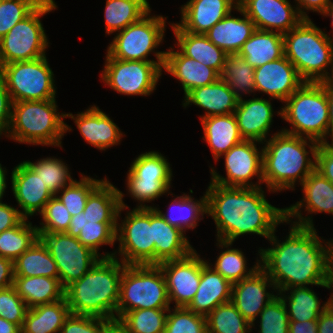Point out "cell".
<instances>
[{
  "mask_svg": "<svg viewBox=\"0 0 333 333\" xmlns=\"http://www.w3.org/2000/svg\"><path fill=\"white\" fill-rule=\"evenodd\" d=\"M0 333H21V328L0 317Z\"/></svg>",
  "mask_w": 333,
  "mask_h": 333,
  "instance_id": "obj_64",
  "label": "cell"
},
{
  "mask_svg": "<svg viewBox=\"0 0 333 333\" xmlns=\"http://www.w3.org/2000/svg\"><path fill=\"white\" fill-rule=\"evenodd\" d=\"M268 287L277 290L273 281L260 267L250 277L232 285L231 302L251 327L255 326L254 322L265 306L278 296L268 292Z\"/></svg>",
  "mask_w": 333,
  "mask_h": 333,
  "instance_id": "obj_19",
  "label": "cell"
},
{
  "mask_svg": "<svg viewBox=\"0 0 333 333\" xmlns=\"http://www.w3.org/2000/svg\"><path fill=\"white\" fill-rule=\"evenodd\" d=\"M238 54L243 56L246 62L254 68L280 59L284 56L283 34L256 29L242 45Z\"/></svg>",
  "mask_w": 333,
  "mask_h": 333,
  "instance_id": "obj_33",
  "label": "cell"
},
{
  "mask_svg": "<svg viewBox=\"0 0 333 333\" xmlns=\"http://www.w3.org/2000/svg\"><path fill=\"white\" fill-rule=\"evenodd\" d=\"M170 308L166 281L158 265H126L120 282L117 321L128 311Z\"/></svg>",
  "mask_w": 333,
  "mask_h": 333,
  "instance_id": "obj_8",
  "label": "cell"
},
{
  "mask_svg": "<svg viewBox=\"0 0 333 333\" xmlns=\"http://www.w3.org/2000/svg\"><path fill=\"white\" fill-rule=\"evenodd\" d=\"M211 263L201 268V279L194 299L187 308L194 313L207 316L218 305L231 301L232 283L216 272Z\"/></svg>",
  "mask_w": 333,
  "mask_h": 333,
  "instance_id": "obj_26",
  "label": "cell"
},
{
  "mask_svg": "<svg viewBox=\"0 0 333 333\" xmlns=\"http://www.w3.org/2000/svg\"><path fill=\"white\" fill-rule=\"evenodd\" d=\"M207 261L194 249L188 256L158 264L168 291L169 302L175 307H187L194 299L201 279V268Z\"/></svg>",
  "mask_w": 333,
  "mask_h": 333,
  "instance_id": "obj_16",
  "label": "cell"
},
{
  "mask_svg": "<svg viewBox=\"0 0 333 333\" xmlns=\"http://www.w3.org/2000/svg\"><path fill=\"white\" fill-rule=\"evenodd\" d=\"M20 211L0 202V233L17 226L24 219Z\"/></svg>",
  "mask_w": 333,
  "mask_h": 333,
  "instance_id": "obj_58",
  "label": "cell"
},
{
  "mask_svg": "<svg viewBox=\"0 0 333 333\" xmlns=\"http://www.w3.org/2000/svg\"><path fill=\"white\" fill-rule=\"evenodd\" d=\"M256 143L257 141L243 140L223 154L227 177H222L211 167V182L227 187H261L263 183V150H258ZM254 176L259 181L255 184L250 183Z\"/></svg>",
  "mask_w": 333,
  "mask_h": 333,
  "instance_id": "obj_15",
  "label": "cell"
},
{
  "mask_svg": "<svg viewBox=\"0 0 333 333\" xmlns=\"http://www.w3.org/2000/svg\"><path fill=\"white\" fill-rule=\"evenodd\" d=\"M237 4H239L240 0H234Z\"/></svg>",
  "mask_w": 333,
  "mask_h": 333,
  "instance_id": "obj_68",
  "label": "cell"
},
{
  "mask_svg": "<svg viewBox=\"0 0 333 333\" xmlns=\"http://www.w3.org/2000/svg\"><path fill=\"white\" fill-rule=\"evenodd\" d=\"M179 228L170 225L153 208V240L155 265L188 256L194 248Z\"/></svg>",
  "mask_w": 333,
  "mask_h": 333,
  "instance_id": "obj_30",
  "label": "cell"
},
{
  "mask_svg": "<svg viewBox=\"0 0 333 333\" xmlns=\"http://www.w3.org/2000/svg\"><path fill=\"white\" fill-rule=\"evenodd\" d=\"M114 329L115 324L110 320L70 313L60 333H112Z\"/></svg>",
  "mask_w": 333,
  "mask_h": 333,
  "instance_id": "obj_54",
  "label": "cell"
},
{
  "mask_svg": "<svg viewBox=\"0 0 333 333\" xmlns=\"http://www.w3.org/2000/svg\"><path fill=\"white\" fill-rule=\"evenodd\" d=\"M236 10L243 15V18H236L231 12L215 24L205 35L218 48L226 54H236L242 45L252 36L256 30L255 24L237 6Z\"/></svg>",
  "mask_w": 333,
  "mask_h": 333,
  "instance_id": "obj_29",
  "label": "cell"
},
{
  "mask_svg": "<svg viewBox=\"0 0 333 333\" xmlns=\"http://www.w3.org/2000/svg\"><path fill=\"white\" fill-rule=\"evenodd\" d=\"M123 197L122 191L104 178L88 196L83 212L91 218H118L121 211L129 208Z\"/></svg>",
  "mask_w": 333,
  "mask_h": 333,
  "instance_id": "obj_38",
  "label": "cell"
},
{
  "mask_svg": "<svg viewBox=\"0 0 333 333\" xmlns=\"http://www.w3.org/2000/svg\"><path fill=\"white\" fill-rule=\"evenodd\" d=\"M289 333H318L317 320L290 321Z\"/></svg>",
  "mask_w": 333,
  "mask_h": 333,
  "instance_id": "obj_62",
  "label": "cell"
},
{
  "mask_svg": "<svg viewBox=\"0 0 333 333\" xmlns=\"http://www.w3.org/2000/svg\"><path fill=\"white\" fill-rule=\"evenodd\" d=\"M254 80L256 91L281 102L286 101L305 82L285 56L255 68Z\"/></svg>",
  "mask_w": 333,
  "mask_h": 333,
  "instance_id": "obj_20",
  "label": "cell"
},
{
  "mask_svg": "<svg viewBox=\"0 0 333 333\" xmlns=\"http://www.w3.org/2000/svg\"><path fill=\"white\" fill-rule=\"evenodd\" d=\"M164 62L119 60L106 54L103 82L123 95L149 96L162 75Z\"/></svg>",
  "mask_w": 333,
  "mask_h": 333,
  "instance_id": "obj_13",
  "label": "cell"
},
{
  "mask_svg": "<svg viewBox=\"0 0 333 333\" xmlns=\"http://www.w3.org/2000/svg\"><path fill=\"white\" fill-rule=\"evenodd\" d=\"M103 181L81 174L80 181L75 180L64 187L55 196L65 205L71 216L84 211L90 193ZM60 194L61 196H59ZM58 195V196H57Z\"/></svg>",
  "mask_w": 333,
  "mask_h": 333,
  "instance_id": "obj_48",
  "label": "cell"
},
{
  "mask_svg": "<svg viewBox=\"0 0 333 333\" xmlns=\"http://www.w3.org/2000/svg\"><path fill=\"white\" fill-rule=\"evenodd\" d=\"M164 333H208L206 316L194 313L187 307L169 308Z\"/></svg>",
  "mask_w": 333,
  "mask_h": 333,
  "instance_id": "obj_50",
  "label": "cell"
},
{
  "mask_svg": "<svg viewBox=\"0 0 333 333\" xmlns=\"http://www.w3.org/2000/svg\"><path fill=\"white\" fill-rule=\"evenodd\" d=\"M259 316V333H289L288 312L279 296L268 303Z\"/></svg>",
  "mask_w": 333,
  "mask_h": 333,
  "instance_id": "obj_53",
  "label": "cell"
},
{
  "mask_svg": "<svg viewBox=\"0 0 333 333\" xmlns=\"http://www.w3.org/2000/svg\"><path fill=\"white\" fill-rule=\"evenodd\" d=\"M56 8L54 0H43L0 40V66L46 55L49 42L40 18Z\"/></svg>",
  "mask_w": 333,
  "mask_h": 333,
  "instance_id": "obj_9",
  "label": "cell"
},
{
  "mask_svg": "<svg viewBox=\"0 0 333 333\" xmlns=\"http://www.w3.org/2000/svg\"><path fill=\"white\" fill-rule=\"evenodd\" d=\"M13 101L6 87L5 79L0 71V136L7 134L12 117Z\"/></svg>",
  "mask_w": 333,
  "mask_h": 333,
  "instance_id": "obj_56",
  "label": "cell"
},
{
  "mask_svg": "<svg viewBox=\"0 0 333 333\" xmlns=\"http://www.w3.org/2000/svg\"><path fill=\"white\" fill-rule=\"evenodd\" d=\"M332 283H333V244H332Z\"/></svg>",
  "mask_w": 333,
  "mask_h": 333,
  "instance_id": "obj_67",
  "label": "cell"
},
{
  "mask_svg": "<svg viewBox=\"0 0 333 333\" xmlns=\"http://www.w3.org/2000/svg\"><path fill=\"white\" fill-rule=\"evenodd\" d=\"M28 307L14 286L0 290V317L22 328Z\"/></svg>",
  "mask_w": 333,
  "mask_h": 333,
  "instance_id": "obj_55",
  "label": "cell"
},
{
  "mask_svg": "<svg viewBox=\"0 0 333 333\" xmlns=\"http://www.w3.org/2000/svg\"><path fill=\"white\" fill-rule=\"evenodd\" d=\"M14 266L13 261L0 256V290L13 286Z\"/></svg>",
  "mask_w": 333,
  "mask_h": 333,
  "instance_id": "obj_60",
  "label": "cell"
},
{
  "mask_svg": "<svg viewBox=\"0 0 333 333\" xmlns=\"http://www.w3.org/2000/svg\"><path fill=\"white\" fill-rule=\"evenodd\" d=\"M117 223L118 254L126 265H155L153 207L134 208Z\"/></svg>",
  "mask_w": 333,
  "mask_h": 333,
  "instance_id": "obj_12",
  "label": "cell"
},
{
  "mask_svg": "<svg viewBox=\"0 0 333 333\" xmlns=\"http://www.w3.org/2000/svg\"><path fill=\"white\" fill-rule=\"evenodd\" d=\"M278 111L292 129L281 131L326 143L330 136L329 108L325 88L320 82H304Z\"/></svg>",
  "mask_w": 333,
  "mask_h": 333,
  "instance_id": "obj_7",
  "label": "cell"
},
{
  "mask_svg": "<svg viewBox=\"0 0 333 333\" xmlns=\"http://www.w3.org/2000/svg\"><path fill=\"white\" fill-rule=\"evenodd\" d=\"M217 242V246H219L221 249H227L220 252L215 265L211 266H213V269L216 272L220 273L232 284L250 277L260 267V260H257L256 264H254L251 269H247V261L245 259L246 257L241 250L236 248L232 249V242H226L222 240H217Z\"/></svg>",
  "mask_w": 333,
  "mask_h": 333,
  "instance_id": "obj_43",
  "label": "cell"
},
{
  "mask_svg": "<svg viewBox=\"0 0 333 333\" xmlns=\"http://www.w3.org/2000/svg\"><path fill=\"white\" fill-rule=\"evenodd\" d=\"M207 214L216 225L217 240L234 242L240 235L257 234L269 239L286 222L285 208L271 205L262 187H227L210 182Z\"/></svg>",
  "mask_w": 333,
  "mask_h": 333,
  "instance_id": "obj_2",
  "label": "cell"
},
{
  "mask_svg": "<svg viewBox=\"0 0 333 333\" xmlns=\"http://www.w3.org/2000/svg\"><path fill=\"white\" fill-rule=\"evenodd\" d=\"M150 12L151 10L138 22L116 33L107 49L112 58L145 62L165 61L166 52L154 50L164 39L166 18L162 15L150 16ZM151 52H154L157 61L147 59Z\"/></svg>",
  "mask_w": 333,
  "mask_h": 333,
  "instance_id": "obj_10",
  "label": "cell"
},
{
  "mask_svg": "<svg viewBox=\"0 0 333 333\" xmlns=\"http://www.w3.org/2000/svg\"><path fill=\"white\" fill-rule=\"evenodd\" d=\"M270 101L255 97L238 101L234 115L244 140L257 141L260 144L267 140L266 135L270 131L274 115Z\"/></svg>",
  "mask_w": 333,
  "mask_h": 333,
  "instance_id": "obj_25",
  "label": "cell"
},
{
  "mask_svg": "<svg viewBox=\"0 0 333 333\" xmlns=\"http://www.w3.org/2000/svg\"><path fill=\"white\" fill-rule=\"evenodd\" d=\"M325 88L328 99L329 122H330V137L333 142V77L320 82Z\"/></svg>",
  "mask_w": 333,
  "mask_h": 333,
  "instance_id": "obj_63",
  "label": "cell"
},
{
  "mask_svg": "<svg viewBox=\"0 0 333 333\" xmlns=\"http://www.w3.org/2000/svg\"><path fill=\"white\" fill-rule=\"evenodd\" d=\"M284 56L296 67L305 82H321L333 77V38L311 19H303L283 34ZM331 66V76L328 68Z\"/></svg>",
  "mask_w": 333,
  "mask_h": 333,
  "instance_id": "obj_5",
  "label": "cell"
},
{
  "mask_svg": "<svg viewBox=\"0 0 333 333\" xmlns=\"http://www.w3.org/2000/svg\"><path fill=\"white\" fill-rule=\"evenodd\" d=\"M176 36L180 52L195 61L213 68L221 75L227 54L214 45L205 34H194L182 30L176 23L170 24Z\"/></svg>",
  "mask_w": 333,
  "mask_h": 333,
  "instance_id": "obj_31",
  "label": "cell"
},
{
  "mask_svg": "<svg viewBox=\"0 0 333 333\" xmlns=\"http://www.w3.org/2000/svg\"><path fill=\"white\" fill-rule=\"evenodd\" d=\"M13 102L56 98L54 74L46 55L0 66Z\"/></svg>",
  "mask_w": 333,
  "mask_h": 333,
  "instance_id": "obj_11",
  "label": "cell"
},
{
  "mask_svg": "<svg viewBox=\"0 0 333 333\" xmlns=\"http://www.w3.org/2000/svg\"><path fill=\"white\" fill-rule=\"evenodd\" d=\"M323 14V16H330L332 19V27H333V2H331L326 8L325 10L321 13Z\"/></svg>",
  "mask_w": 333,
  "mask_h": 333,
  "instance_id": "obj_66",
  "label": "cell"
},
{
  "mask_svg": "<svg viewBox=\"0 0 333 333\" xmlns=\"http://www.w3.org/2000/svg\"><path fill=\"white\" fill-rule=\"evenodd\" d=\"M13 266L14 276L59 278L56 263L40 238L13 261Z\"/></svg>",
  "mask_w": 333,
  "mask_h": 333,
  "instance_id": "obj_37",
  "label": "cell"
},
{
  "mask_svg": "<svg viewBox=\"0 0 333 333\" xmlns=\"http://www.w3.org/2000/svg\"><path fill=\"white\" fill-rule=\"evenodd\" d=\"M297 1L296 7L299 11V14L304 18V19H309V16L306 14L304 10H310L313 12H318L322 13L325 8L331 3V0H294Z\"/></svg>",
  "mask_w": 333,
  "mask_h": 333,
  "instance_id": "obj_59",
  "label": "cell"
},
{
  "mask_svg": "<svg viewBox=\"0 0 333 333\" xmlns=\"http://www.w3.org/2000/svg\"><path fill=\"white\" fill-rule=\"evenodd\" d=\"M65 117L75 120L84 140L99 150H106L117 145L123 137L119 127L96 105L76 114L65 113Z\"/></svg>",
  "mask_w": 333,
  "mask_h": 333,
  "instance_id": "obj_24",
  "label": "cell"
},
{
  "mask_svg": "<svg viewBox=\"0 0 333 333\" xmlns=\"http://www.w3.org/2000/svg\"><path fill=\"white\" fill-rule=\"evenodd\" d=\"M56 99L13 102L6 137L19 143L61 147L62 137L72 129L57 112Z\"/></svg>",
  "mask_w": 333,
  "mask_h": 333,
  "instance_id": "obj_6",
  "label": "cell"
},
{
  "mask_svg": "<svg viewBox=\"0 0 333 333\" xmlns=\"http://www.w3.org/2000/svg\"><path fill=\"white\" fill-rule=\"evenodd\" d=\"M27 220L24 218L17 226L0 233L1 257L15 261L39 238L37 227Z\"/></svg>",
  "mask_w": 333,
  "mask_h": 333,
  "instance_id": "obj_44",
  "label": "cell"
},
{
  "mask_svg": "<svg viewBox=\"0 0 333 333\" xmlns=\"http://www.w3.org/2000/svg\"><path fill=\"white\" fill-rule=\"evenodd\" d=\"M316 170L333 183V142L320 143L316 154Z\"/></svg>",
  "mask_w": 333,
  "mask_h": 333,
  "instance_id": "obj_57",
  "label": "cell"
},
{
  "mask_svg": "<svg viewBox=\"0 0 333 333\" xmlns=\"http://www.w3.org/2000/svg\"><path fill=\"white\" fill-rule=\"evenodd\" d=\"M13 286L28 308L53 303L65 297V288L59 278L14 276Z\"/></svg>",
  "mask_w": 333,
  "mask_h": 333,
  "instance_id": "obj_34",
  "label": "cell"
},
{
  "mask_svg": "<svg viewBox=\"0 0 333 333\" xmlns=\"http://www.w3.org/2000/svg\"><path fill=\"white\" fill-rule=\"evenodd\" d=\"M318 333H333V302L319 315Z\"/></svg>",
  "mask_w": 333,
  "mask_h": 333,
  "instance_id": "obj_61",
  "label": "cell"
},
{
  "mask_svg": "<svg viewBox=\"0 0 333 333\" xmlns=\"http://www.w3.org/2000/svg\"><path fill=\"white\" fill-rule=\"evenodd\" d=\"M6 168L2 167L0 163V202H2L3 195L5 193V190L7 188L6 183Z\"/></svg>",
  "mask_w": 333,
  "mask_h": 333,
  "instance_id": "obj_65",
  "label": "cell"
},
{
  "mask_svg": "<svg viewBox=\"0 0 333 333\" xmlns=\"http://www.w3.org/2000/svg\"><path fill=\"white\" fill-rule=\"evenodd\" d=\"M254 70L245 58L238 53L227 54L220 78L229 86L238 101L243 100L242 94L256 92Z\"/></svg>",
  "mask_w": 333,
  "mask_h": 333,
  "instance_id": "obj_42",
  "label": "cell"
},
{
  "mask_svg": "<svg viewBox=\"0 0 333 333\" xmlns=\"http://www.w3.org/2000/svg\"><path fill=\"white\" fill-rule=\"evenodd\" d=\"M183 102L184 107L194 104L204 109L205 114L200 119L232 114L238 104L235 94L221 78L213 84L194 88L184 96Z\"/></svg>",
  "mask_w": 333,
  "mask_h": 333,
  "instance_id": "obj_28",
  "label": "cell"
},
{
  "mask_svg": "<svg viewBox=\"0 0 333 333\" xmlns=\"http://www.w3.org/2000/svg\"><path fill=\"white\" fill-rule=\"evenodd\" d=\"M163 69L180 81L185 96L194 88L213 84L220 78L213 68L174 51L172 47L166 51Z\"/></svg>",
  "mask_w": 333,
  "mask_h": 333,
  "instance_id": "obj_27",
  "label": "cell"
},
{
  "mask_svg": "<svg viewBox=\"0 0 333 333\" xmlns=\"http://www.w3.org/2000/svg\"><path fill=\"white\" fill-rule=\"evenodd\" d=\"M38 235L56 263L59 280L64 288L85 275L101 258L66 232Z\"/></svg>",
  "mask_w": 333,
  "mask_h": 333,
  "instance_id": "obj_14",
  "label": "cell"
},
{
  "mask_svg": "<svg viewBox=\"0 0 333 333\" xmlns=\"http://www.w3.org/2000/svg\"><path fill=\"white\" fill-rule=\"evenodd\" d=\"M118 218H91L82 212L71 217L66 233L77 238L84 246L90 248L101 258L115 257L118 253L100 255L98 250L102 245H114L116 241Z\"/></svg>",
  "mask_w": 333,
  "mask_h": 333,
  "instance_id": "obj_22",
  "label": "cell"
},
{
  "mask_svg": "<svg viewBox=\"0 0 333 333\" xmlns=\"http://www.w3.org/2000/svg\"><path fill=\"white\" fill-rule=\"evenodd\" d=\"M237 6L234 0H189L181 6V21L176 24L186 32L206 34Z\"/></svg>",
  "mask_w": 333,
  "mask_h": 333,
  "instance_id": "obj_23",
  "label": "cell"
},
{
  "mask_svg": "<svg viewBox=\"0 0 333 333\" xmlns=\"http://www.w3.org/2000/svg\"><path fill=\"white\" fill-rule=\"evenodd\" d=\"M127 177L172 178V169L161 153L149 151L134 159Z\"/></svg>",
  "mask_w": 333,
  "mask_h": 333,
  "instance_id": "obj_49",
  "label": "cell"
},
{
  "mask_svg": "<svg viewBox=\"0 0 333 333\" xmlns=\"http://www.w3.org/2000/svg\"><path fill=\"white\" fill-rule=\"evenodd\" d=\"M286 291L290 292L288 296L284 295ZM277 293L288 309L289 321L318 320L319 315L333 302L332 293L330 299L321 306L317 294L307 286L292 287Z\"/></svg>",
  "mask_w": 333,
  "mask_h": 333,
  "instance_id": "obj_36",
  "label": "cell"
},
{
  "mask_svg": "<svg viewBox=\"0 0 333 333\" xmlns=\"http://www.w3.org/2000/svg\"><path fill=\"white\" fill-rule=\"evenodd\" d=\"M11 182L15 199L22 209L20 214L26 219L37 212L40 214L45 204L54 196L25 161L13 168Z\"/></svg>",
  "mask_w": 333,
  "mask_h": 333,
  "instance_id": "obj_21",
  "label": "cell"
},
{
  "mask_svg": "<svg viewBox=\"0 0 333 333\" xmlns=\"http://www.w3.org/2000/svg\"><path fill=\"white\" fill-rule=\"evenodd\" d=\"M304 193L303 199L285 208V223L291 222L301 227L314 228L312 217L302 216L301 207L312 213L333 214V183L316 169L300 184ZM289 221V222H288Z\"/></svg>",
  "mask_w": 333,
  "mask_h": 333,
  "instance_id": "obj_18",
  "label": "cell"
},
{
  "mask_svg": "<svg viewBox=\"0 0 333 333\" xmlns=\"http://www.w3.org/2000/svg\"><path fill=\"white\" fill-rule=\"evenodd\" d=\"M151 10L147 0H106L104 18L106 33L120 32L138 22Z\"/></svg>",
  "mask_w": 333,
  "mask_h": 333,
  "instance_id": "obj_39",
  "label": "cell"
},
{
  "mask_svg": "<svg viewBox=\"0 0 333 333\" xmlns=\"http://www.w3.org/2000/svg\"><path fill=\"white\" fill-rule=\"evenodd\" d=\"M169 308L137 309L126 312L116 323L119 333H164Z\"/></svg>",
  "mask_w": 333,
  "mask_h": 333,
  "instance_id": "obj_41",
  "label": "cell"
},
{
  "mask_svg": "<svg viewBox=\"0 0 333 333\" xmlns=\"http://www.w3.org/2000/svg\"><path fill=\"white\" fill-rule=\"evenodd\" d=\"M125 266L117 256L100 258L85 275L68 285L65 298L70 313L100 317L115 324Z\"/></svg>",
  "mask_w": 333,
  "mask_h": 333,
  "instance_id": "obj_3",
  "label": "cell"
},
{
  "mask_svg": "<svg viewBox=\"0 0 333 333\" xmlns=\"http://www.w3.org/2000/svg\"><path fill=\"white\" fill-rule=\"evenodd\" d=\"M291 225L283 242L274 232L268 239L273 247L258 250L260 268L273 281L277 292L309 284L331 290L333 240L324 241L323 245L315 228Z\"/></svg>",
  "mask_w": 333,
  "mask_h": 333,
  "instance_id": "obj_1",
  "label": "cell"
},
{
  "mask_svg": "<svg viewBox=\"0 0 333 333\" xmlns=\"http://www.w3.org/2000/svg\"><path fill=\"white\" fill-rule=\"evenodd\" d=\"M70 315L66 298L49 304L28 308L21 328L22 333H60Z\"/></svg>",
  "mask_w": 333,
  "mask_h": 333,
  "instance_id": "obj_35",
  "label": "cell"
},
{
  "mask_svg": "<svg viewBox=\"0 0 333 333\" xmlns=\"http://www.w3.org/2000/svg\"><path fill=\"white\" fill-rule=\"evenodd\" d=\"M172 178L127 177V189L130 196L140 203L137 208H152L143 202L157 200L167 193L171 186Z\"/></svg>",
  "mask_w": 333,
  "mask_h": 333,
  "instance_id": "obj_47",
  "label": "cell"
},
{
  "mask_svg": "<svg viewBox=\"0 0 333 333\" xmlns=\"http://www.w3.org/2000/svg\"><path fill=\"white\" fill-rule=\"evenodd\" d=\"M208 333H249L251 324L230 301L218 305L206 316Z\"/></svg>",
  "mask_w": 333,
  "mask_h": 333,
  "instance_id": "obj_45",
  "label": "cell"
},
{
  "mask_svg": "<svg viewBox=\"0 0 333 333\" xmlns=\"http://www.w3.org/2000/svg\"><path fill=\"white\" fill-rule=\"evenodd\" d=\"M25 162L40 176L53 195L75 181L70 175L67 164L60 159L46 157L33 163Z\"/></svg>",
  "mask_w": 333,
  "mask_h": 333,
  "instance_id": "obj_46",
  "label": "cell"
},
{
  "mask_svg": "<svg viewBox=\"0 0 333 333\" xmlns=\"http://www.w3.org/2000/svg\"><path fill=\"white\" fill-rule=\"evenodd\" d=\"M200 120L204 131V141L207 142L216 161L244 140L239 132L234 113L210 116Z\"/></svg>",
  "mask_w": 333,
  "mask_h": 333,
  "instance_id": "obj_32",
  "label": "cell"
},
{
  "mask_svg": "<svg viewBox=\"0 0 333 333\" xmlns=\"http://www.w3.org/2000/svg\"><path fill=\"white\" fill-rule=\"evenodd\" d=\"M238 6L260 30L285 34L304 19L289 0H240Z\"/></svg>",
  "mask_w": 333,
  "mask_h": 333,
  "instance_id": "obj_17",
  "label": "cell"
},
{
  "mask_svg": "<svg viewBox=\"0 0 333 333\" xmlns=\"http://www.w3.org/2000/svg\"><path fill=\"white\" fill-rule=\"evenodd\" d=\"M184 195V196H183ZM177 196L170 204V210L176 209L177 217L172 211L163 213L159 208L153 206V208L160 214V216L168 222L170 225L179 228L182 232H186L187 229H195L198 221L202 220L200 216L207 214V194L198 201L193 199L190 195L183 194ZM175 206V207H174ZM172 208V209H171ZM174 209V210H175Z\"/></svg>",
  "mask_w": 333,
  "mask_h": 333,
  "instance_id": "obj_40",
  "label": "cell"
},
{
  "mask_svg": "<svg viewBox=\"0 0 333 333\" xmlns=\"http://www.w3.org/2000/svg\"><path fill=\"white\" fill-rule=\"evenodd\" d=\"M265 142L262 167L268 191L294 190L296 182L301 184L316 169L317 141L280 131Z\"/></svg>",
  "mask_w": 333,
  "mask_h": 333,
  "instance_id": "obj_4",
  "label": "cell"
},
{
  "mask_svg": "<svg viewBox=\"0 0 333 333\" xmlns=\"http://www.w3.org/2000/svg\"><path fill=\"white\" fill-rule=\"evenodd\" d=\"M43 222L37 226L38 233H61L69 229L71 214L65 205L54 195L40 213Z\"/></svg>",
  "mask_w": 333,
  "mask_h": 333,
  "instance_id": "obj_52",
  "label": "cell"
},
{
  "mask_svg": "<svg viewBox=\"0 0 333 333\" xmlns=\"http://www.w3.org/2000/svg\"><path fill=\"white\" fill-rule=\"evenodd\" d=\"M43 0H0V40Z\"/></svg>",
  "mask_w": 333,
  "mask_h": 333,
  "instance_id": "obj_51",
  "label": "cell"
}]
</instances>
